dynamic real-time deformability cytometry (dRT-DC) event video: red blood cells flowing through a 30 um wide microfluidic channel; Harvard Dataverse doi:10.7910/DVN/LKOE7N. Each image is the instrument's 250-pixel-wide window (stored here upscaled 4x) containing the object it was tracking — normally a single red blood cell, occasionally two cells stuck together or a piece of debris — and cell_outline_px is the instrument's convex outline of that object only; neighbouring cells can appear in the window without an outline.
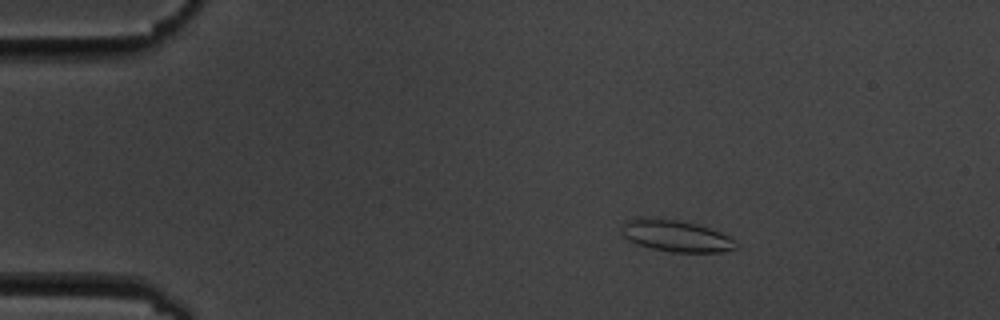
{"species": "common noctule bat (a hibernating species)", "species_latin": "Nyctalus noctula", "temperature_condition": "cold", "stored_images_in_passage": 6, "camera_frame_rate_fps": 3000, "um_per_image_px": 0.085, "animal": {"sex": "male", "body_mass_g": 19.5, "forearm_length_mm": 54.6}, "frame": {"image": 1, "passage_image": 3, "time_ms": 2.333, "image_size_px": [1000, 320], "cell_outline_px": [[736, 248], [720, 252], [672, 252], [652, 248], [636, 244], [628, 240], [620, 232], [620, 228], [624, 220], [640, 216], [648, 216], [676, 220], [696, 224], [720, 232], [728, 236], [732, 240]], "centroid_in_image_um": [57.32, 20.02], "position_along_channel_um": 27.7, "area_um2": 21.15}}